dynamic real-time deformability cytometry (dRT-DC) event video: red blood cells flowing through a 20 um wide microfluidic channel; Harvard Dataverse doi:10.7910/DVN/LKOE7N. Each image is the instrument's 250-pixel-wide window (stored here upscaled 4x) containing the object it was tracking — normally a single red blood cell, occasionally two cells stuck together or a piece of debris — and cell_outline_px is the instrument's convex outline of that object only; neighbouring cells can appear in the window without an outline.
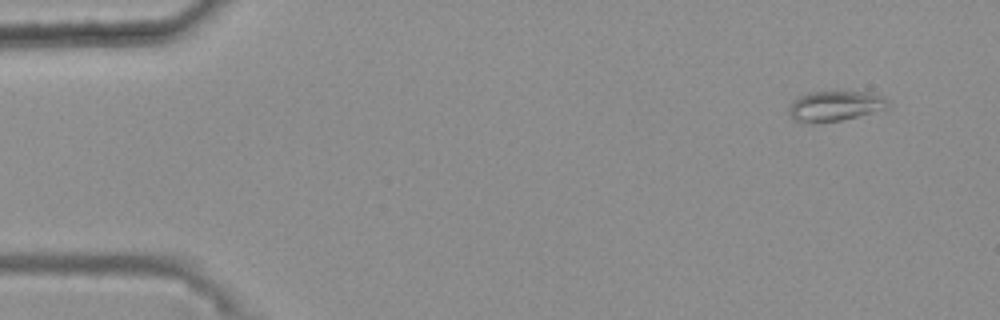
{"species": "common noctule bat (a hibernating species)", "species_latin": "Nyctalus noctula", "temperature_condition": "warm", "stored_images_in_passage": 46, "camera_frame_rate_fps": 3000, "um_per_image_px": 0.085, "animal": {"sex": "female", "body_mass_g": 25.1}, "frame": {"image": 1, "passage_image": 1, "time_ms": 0.0, "image_size_px": [1000, 320], "cell_outline_px": [[888, 108], [884, 112], [840, 120], [796, 120], [788, 112], [788, 108], [800, 96], [808, 92], [868, 92], [884, 96], [888, 100]], "centroid_in_image_um": [71.14, 8.98], "position_along_channel_um": 13.9, "area_um2": 17.05}}
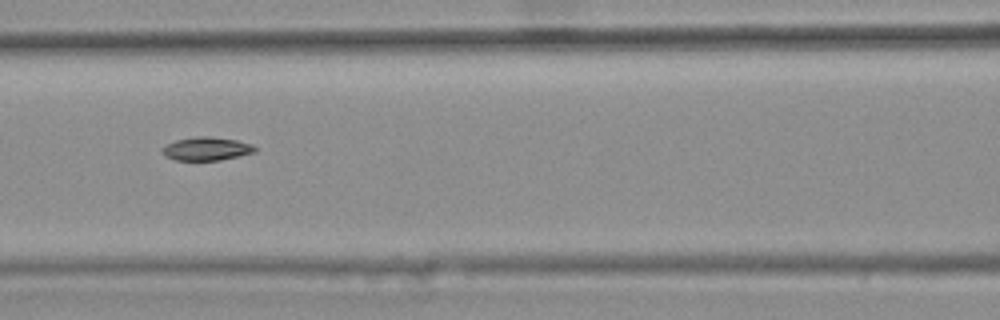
{"frame": {"image": 2, "passage_image": 21, "time_ms": 6.667, "image_size_px": [1000, 320], "cell_outline_px": [[256, 152], [220, 160], [176, 160], [164, 156], [160, 152], [160, 148], [176, 140], [196, 136], [208, 136], [236, 140], [252, 144], [256, 148]], "centroid_in_image_um": [17.52, 12.64], "position_along_channel_um": 149.1, "area_um2": 12.66}}
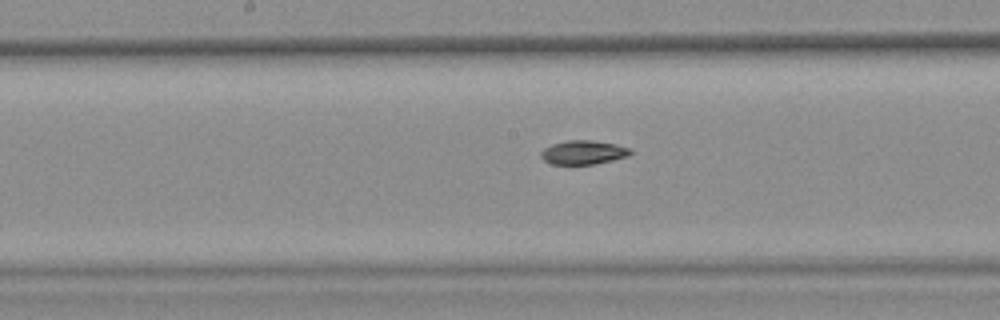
{"frame": {"image": 3, "passage_image": 25, "time_ms": 8.0, "image_size_px": [1000, 320], "cell_outline_px": [[632, 152], [628, 156], [596, 164], [552, 164], [544, 160], [540, 156], [540, 152], [544, 148], [552, 144], [568, 140], [592, 140], [616, 144], [632, 148]], "centroid_in_image_um": [49.6, 12.95], "position_along_channel_um": 198.6, "area_um2": 12.54}}